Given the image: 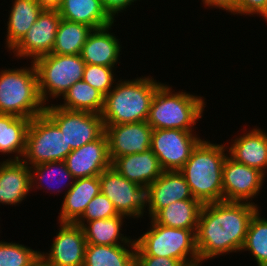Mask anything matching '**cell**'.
<instances>
[{
    "mask_svg": "<svg viewBox=\"0 0 267 266\" xmlns=\"http://www.w3.org/2000/svg\"><path fill=\"white\" fill-rule=\"evenodd\" d=\"M259 209L256 204L236 201L203 204L195 233L199 266L220 255L240 253L250 220Z\"/></svg>",
    "mask_w": 267,
    "mask_h": 266,
    "instance_id": "cell-1",
    "label": "cell"
},
{
    "mask_svg": "<svg viewBox=\"0 0 267 266\" xmlns=\"http://www.w3.org/2000/svg\"><path fill=\"white\" fill-rule=\"evenodd\" d=\"M227 155L226 143H213L203 138L179 170L193 198L202 204L223 201V163Z\"/></svg>",
    "mask_w": 267,
    "mask_h": 266,
    "instance_id": "cell-2",
    "label": "cell"
},
{
    "mask_svg": "<svg viewBox=\"0 0 267 266\" xmlns=\"http://www.w3.org/2000/svg\"><path fill=\"white\" fill-rule=\"evenodd\" d=\"M163 83L153 76L119 79L104 98V125L147 121L153 97Z\"/></svg>",
    "mask_w": 267,
    "mask_h": 266,
    "instance_id": "cell-3",
    "label": "cell"
},
{
    "mask_svg": "<svg viewBox=\"0 0 267 266\" xmlns=\"http://www.w3.org/2000/svg\"><path fill=\"white\" fill-rule=\"evenodd\" d=\"M205 97L182 90L175 92L168 83L156 91L147 123L154 129L196 131V124L204 117ZM195 128V129H194Z\"/></svg>",
    "mask_w": 267,
    "mask_h": 266,
    "instance_id": "cell-4",
    "label": "cell"
},
{
    "mask_svg": "<svg viewBox=\"0 0 267 266\" xmlns=\"http://www.w3.org/2000/svg\"><path fill=\"white\" fill-rule=\"evenodd\" d=\"M0 69V114L32 119L45 111L38 90V77L34 63Z\"/></svg>",
    "mask_w": 267,
    "mask_h": 266,
    "instance_id": "cell-5",
    "label": "cell"
},
{
    "mask_svg": "<svg viewBox=\"0 0 267 266\" xmlns=\"http://www.w3.org/2000/svg\"><path fill=\"white\" fill-rule=\"evenodd\" d=\"M149 220L148 231L135 239V256L167 257L186 266H199L196 230L167 227Z\"/></svg>",
    "mask_w": 267,
    "mask_h": 266,
    "instance_id": "cell-6",
    "label": "cell"
},
{
    "mask_svg": "<svg viewBox=\"0 0 267 266\" xmlns=\"http://www.w3.org/2000/svg\"><path fill=\"white\" fill-rule=\"evenodd\" d=\"M38 77V90L43 103L61 99L69 88L81 81L85 62L80 54H46L33 61ZM49 98V100H48Z\"/></svg>",
    "mask_w": 267,
    "mask_h": 266,
    "instance_id": "cell-7",
    "label": "cell"
},
{
    "mask_svg": "<svg viewBox=\"0 0 267 266\" xmlns=\"http://www.w3.org/2000/svg\"><path fill=\"white\" fill-rule=\"evenodd\" d=\"M71 152L64 134L44 113L31 119L22 158L27 166L65 161Z\"/></svg>",
    "mask_w": 267,
    "mask_h": 266,
    "instance_id": "cell-8",
    "label": "cell"
},
{
    "mask_svg": "<svg viewBox=\"0 0 267 266\" xmlns=\"http://www.w3.org/2000/svg\"><path fill=\"white\" fill-rule=\"evenodd\" d=\"M56 104L45 106L44 114L60 129L71 150L93 142L105 133L101 114L88 111H72Z\"/></svg>",
    "mask_w": 267,
    "mask_h": 266,
    "instance_id": "cell-9",
    "label": "cell"
},
{
    "mask_svg": "<svg viewBox=\"0 0 267 266\" xmlns=\"http://www.w3.org/2000/svg\"><path fill=\"white\" fill-rule=\"evenodd\" d=\"M99 181L101 193L113 203L118 214L136 221L147 215L148 187L127 180L112 167L103 171Z\"/></svg>",
    "mask_w": 267,
    "mask_h": 266,
    "instance_id": "cell-10",
    "label": "cell"
},
{
    "mask_svg": "<svg viewBox=\"0 0 267 266\" xmlns=\"http://www.w3.org/2000/svg\"><path fill=\"white\" fill-rule=\"evenodd\" d=\"M196 132L180 129H154L150 149L164 171H179L202 140Z\"/></svg>",
    "mask_w": 267,
    "mask_h": 266,
    "instance_id": "cell-11",
    "label": "cell"
},
{
    "mask_svg": "<svg viewBox=\"0 0 267 266\" xmlns=\"http://www.w3.org/2000/svg\"><path fill=\"white\" fill-rule=\"evenodd\" d=\"M266 177L260 170L238 163L227 155L223 163V200L258 206L253 199L260 196Z\"/></svg>",
    "mask_w": 267,
    "mask_h": 266,
    "instance_id": "cell-12",
    "label": "cell"
},
{
    "mask_svg": "<svg viewBox=\"0 0 267 266\" xmlns=\"http://www.w3.org/2000/svg\"><path fill=\"white\" fill-rule=\"evenodd\" d=\"M61 19L58 10L44 9L23 38L9 51L11 55L14 54V59L17 57L33 62L38 57L50 54Z\"/></svg>",
    "mask_w": 267,
    "mask_h": 266,
    "instance_id": "cell-13",
    "label": "cell"
},
{
    "mask_svg": "<svg viewBox=\"0 0 267 266\" xmlns=\"http://www.w3.org/2000/svg\"><path fill=\"white\" fill-rule=\"evenodd\" d=\"M58 224L50 250L40 251V255L52 266H83L87 246L83 228L72 222Z\"/></svg>",
    "mask_w": 267,
    "mask_h": 266,
    "instance_id": "cell-14",
    "label": "cell"
},
{
    "mask_svg": "<svg viewBox=\"0 0 267 266\" xmlns=\"http://www.w3.org/2000/svg\"><path fill=\"white\" fill-rule=\"evenodd\" d=\"M152 131L147 121L105 125L111 162L117 157L150 149Z\"/></svg>",
    "mask_w": 267,
    "mask_h": 266,
    "instance_id": "cell-15",
    "label": "cell"
},
{
    "mask_svg": "<svg viewBox=\"0 0 267 266\" xmlns=\"http://www.w3.org/2000/svg\"><path fill=\"white\" fill-rule=\"evenodd\" d=\"M65 163L75 179L100 176L111 167L106 133L95 141L72 150Z\"/></svg>",
    "mask_w": 267,
    "mask_h": 266,
    "instance_id": "cell-16",
    "label": "cell"
},
{
    "mask_svg": "<svg viewBox=\"0 0 267 266\" xmlns=\"http://www.w3.org/2000/svg\"><path fill=\"white\" fill-rule=\"evenodd\" d=\"M245 129V130H243ZM231 142H227L229 156L236 162L260 170L267 176V132L257 126L242 128ZM248 130V131H247Z\"/></svg>",
    "mask_w": 267,
    "mask_h": 266,
    "instance_id": "cell-17",
    "label": "cell"
},
{
    "mask_svg": "<svg viewBox=\"0 0 267 266\" xmlns=\"http://www.w3.org/2000/svg\"><path fill=\"white\" fill-rule=\"evenodd\" d=\"M194 199L185 177L180 171H163L148 186V216L152 219L162 208L170 203Z\"/></svg>",
    "mask_w": 267,
    "mask_h": 266,
    "instance_id": "cell-18",
    "label": "cell"
},
{
    "mask_svg": "<svg viewBox=\"0 0 267 266\" xmlns=\"http://www.w3.org/2000/svg\"><path fill=\"white\" fill-rule=\"evenodd\" d=\"M114 23L99 29H93L80 53L85 64L117 67L122 52L121 40L112 32ZM120 40V41H119Z\"/></svg>",
    "mask_w": 267,
    "mask_h": 266,
    "instance_id": "cell-19",
    "label": "cell"
},
{
    "mask_svg": "<svg viewBox=\"0 0 267 266\" xmlns=\"http://www.w3.org/2000/svg\"><path fill=\"white\" fill-rule=\"evenodd\" d=\"M30 192V167L22 160L0 161V206H18Z\"/></svg>",
    "mask_w": 267,
    "mask_h": 266,
    "instance_id": "cell-20",
    "label": "cell"
},
{
    "mask_svg": "<svg viewBox=\"0 0 267 266\" xmlns=\"http://www.w3.org/2000/svg\"><path fill=\"white\" fill-rule=\"evenodd\" d=\"M111 167L127 180L146 187L164 171L151 149L117 157L111 162Z\"/></svg>",
    "mask_w": 267,
    "mask_h": 266,
    "instance_id": "cell-21",
    "label": "cell"
},
{
    "mask_svg": "<svg viewBox=\"0 0 267 266\" xmlns=\"http://www.w3.org/2000/svg\"><path fill=\"white\" fill-rule=\"evenodd\" d=\"M100 192L99 176L75 179L72 187L62 196L58 222L75 223L85 212L88 203Z\"/></svg>",
    "mask_w": 267,
    "mask_h": 266,
    "instance_id": "cell-22",
    "label": "cell"
},
{
    "mask_svg": "<svg viewBox=\"0 0 267 266\" xmlns=\"http://www.w3.org/2000/svg\"><path fill=\"white\" fill-rule=\"evenodd\" d=\"M57 10L62 19L86 24L93 29L116 22L106 12L101 0H62Z\"/></svg>",
    "mask_w": 267,
    "mask_h": 266,
    "instance_id": "cell-23",
    "label": "cell"
},
{
    "mask_svg": "<svg viewBox=\"0 0 267 266\" xmlns=\"http://www.w3.org/2000/svg\"><path fill=\"white\" fill-rule=\"evenodd\" d=\"M5 39V49L9 52L27 33L40 13L44 10L37 0H12Z\"/></svg>",
    "mask_w": 267,
    "mask_h": 266,
    "instance_id": "cell-24",
    "label": "cell"
},
{
    "mask_svg": "<svg viewBox=\"0 0 267 266\" xmlns=\"http://www.w3.org/2000/svg\"><path fill=\"white\" fill-rule=\"evenodd\" d=\"M30 181L31 191L43 189V192L59 194L63 192L62 188L65 186L63 194H66L74 184L75 178L68 170L65 161H52L30 167ZM46 189L48 190L44 191Z\"/></svg>",
    "mask_w": 267,
    "mask_h": 266,
    "instance_id": "cell-25",
    "label": "cell"
},
{
    "mask_svg": "<svg viewBox=\"0 0 267 266\" xmlns=\"http://www.w3.org/2000/svg\"><path fill=\"white\" fill-rule=\"evenodd\" d=\"M30 121L28 118L0 114V155H10L5 160H22Z\"/></svg>",
    "mask_w": 267,
    "mask_h": 266,
    "instance_id": "cell-26",
    "label": "cell"
},
{
    "mask_svg": "<svg viewBox=\"0 0 267 266\" xmlns=\"http://www.w3.org/2000/svg\"><path fill=\"white\" fill-rule=\"evenodd\" d=\"M124 215L86 222L82 228L87 244L93 245H136L135 239L122 233Z\"/></svg>",
    "mask_w": 267,
    "mask_h": 266,
    "instance_id": "cell-27",
    "label": "cell"
},
{
    "mask_svg": "<svg viewBox=\"0 0 267 266\" xmlns=\"http://www.w3.org/2000/svg\"><path fill=\"white\" fill-rule=\"evenodd\" d=\"M202 206L197 199L176 201L162 208L152 219L167 227L197 230Z\"/></svg>",
    "mask_w": 267,
    "mask_h": 266,
    "instance_id": "cell-28",
    "label": "cell"
},
{
    "mask_svg": "<svg viewBox=\"0 0 267 266\" xmlns=\"http://www.w3.org/2000/svg\"><path fill=\"white\" fill-rule=\"evenodd\" d=\"M136 245L87 244L83 266H135Z\"/></svg>",
    "mask_w": 267,
    "mask_h": 266,
    "instance_id": "cell-29",
    "label": "cell"
},
{
    "mask_svg": "<svg viewBox=\"0 0 267 266\" xmlns=\"http://www.w3.org/2000/svg\"><path fill=\"white\" fill-rule=\"evenodd\" d=\"M105 96L87 82L81 80L74 83L63 95L59 107L72 111H88L101 114Z\"/></svg>",
    "mask_w": 267,
    "mask_h": 266,
    "instance_id": "cell-30",
    "label": "cell"
},
{
    "mask_svg": "<svg viewBox=\"0 0 267 266\" xmlns=\"http://www.w3.org/2000/svg\"><path fill=\"white\" fill-rule=\"evenodd\" d=\"M93 28L82 23L61 19L51 53L60 55L80 54Z\"/></svg>",
    "mask_w": 267,
    "mask_h": 266,
    "instance_id": "cell-31",
    "label": "cell"
},
{
    "mask_svg": "<svg viewBox=\"0 0 267 266\" xmlns=\"http://www.w3.org/2000/svg\"><path fill=\"white\" fill-rule=\"evenodd\" d=\"M258 210L251 218L242 252L248 251L254 257L257 266L267 264V218ZM261 212V213H260ZM262 215V216H261Z\"/></svg>",
    "mask_w": 267,
    "mask_h": 266,
    "instance_id": "cell-32",
    "label": "cell"
},
{
    "mask_svg": "<svg viewBox=\"0 0 267 266\" xmlns=\"http://www.w3.org/2000/svg\"><path fill=\"white\" fill-rule=\"evenodd\" d=\"M4 241H0V266H30L40 255L39 250L25 244Z\"/></svg>",
    "mask_w": 267,
    "mask_h": 266,
    "instance_id": "cell-33",
    "label": "cell"
},
{
    "mask_svg": "<svg viewBox=\"0 0 267 266\" xmlns=\"http://www.w3.org/2000/svg\"><path fill=\"white\" fill-rule=\"evenodd\" d=\"M115 69L116 67L85 64L82 80L106 96L118 80Z\"/></svg>",
    "mask_w": 267,
    "mask_h": 266,
    "instance_id": "cell-34",
    "label": "cell"
},
{
    "mask_svg": "<svg viewBox=\"0 0 267 266\" xmlns=\"http://www.w3.org/2000/svg\"><path fill=\"white\" fill-rule=\"evenodd\" d=\"M118 215L113 203L100 192L88 203L85 212L75 223L82 227L88 221L106 219Z\"/></svg>",
    "mask_w": 267,
    "mask_h": 266,
    "instance_id": "cell-35",
    "label": "cell"
},
{
    "mask_svg": "<svg viewBox=\"0 0 267 266\" xmlns=\"http://www.w3.org/2000/svg\"><path fill=\"white\" fill-rule=\"evenodd\" d=\"M236 15L262 17L267 22V0H237Z\"/></svg>",
    "mask_w": 267,
    "mask_h": 266,
    "instance_id": "cell-36",
    "label": "cell"
},
{
    "mask_svg": "<svg viewBox=\"0 0 267 266\" xmlns=\"http://www.w3.org/2000/svg\"><path fill=\"white\" fill-rule=\"evenodd\" d=\"M135 266H186L177 259L155 256H135Z\"/></svg>",
    "mask_w": 267,
    "mask_h": 266,
    "instance_id": "cell-37",
    "label": "cell"
},
{
    "mask_svg": "<svg viewBox=\"0 0 267 266\" xmlns=\"http://www.w3.org/2000/svg\"><path fill=\"white\" fill-rule=\"evenodd\" d=\"M137 1L141 0H101L104 9L115 21V18L119 16V13L127 11V8L131 9V5H134Z\"/></svg>",
    "mask_w": 267,
    "mask_h": 266,
    "instance_id": "cell-38",
    "label": "cell"
},
{
    "mask_svg": "<svg viewBox=\"0 0 267 266\" xmlns=\"http://www.w3.org/2000/svg\"><path fill=\"white\" fill-rule=\"evenodd\" d=\"M201 4H204V8L206 9H220L230 13V15H236V4L237 0H201ZM206 6V7H205Z\"/></svg>",
    "mask_w": 267,
    "mask_h": 266,
    "instance_id": "cell-39",
    "label": "cell"
},
{
    "mask_svg": "<svg viewBox=\"0 0 267 266\" xmlns=\"http://www.w3.org/2000/svg\"><path fill=\"white\" fill-rule=\"evenodd\" d=\"M62 0H37L43 9L57 10Z\"/></svg>",
    "mask_w": 267,
    "mask_h": 266,
    "instance_id": "cell-40",
    "label": "cell"
},
{
    "mask_svg": "<svg viewBox=\"0 0 267 266\" xmlns=\"http://www.w3.org/2000/svg\"><path fill=\"white\" fill-rule=\"evenodd\" d=\"M30 266H52L47 260L39 255Z\"/></svg>",
    "mask_w": 267,
    "mask_h": 266,
    "instance_id": "cell-41",
    "label": "cell"
}]
</instances>
